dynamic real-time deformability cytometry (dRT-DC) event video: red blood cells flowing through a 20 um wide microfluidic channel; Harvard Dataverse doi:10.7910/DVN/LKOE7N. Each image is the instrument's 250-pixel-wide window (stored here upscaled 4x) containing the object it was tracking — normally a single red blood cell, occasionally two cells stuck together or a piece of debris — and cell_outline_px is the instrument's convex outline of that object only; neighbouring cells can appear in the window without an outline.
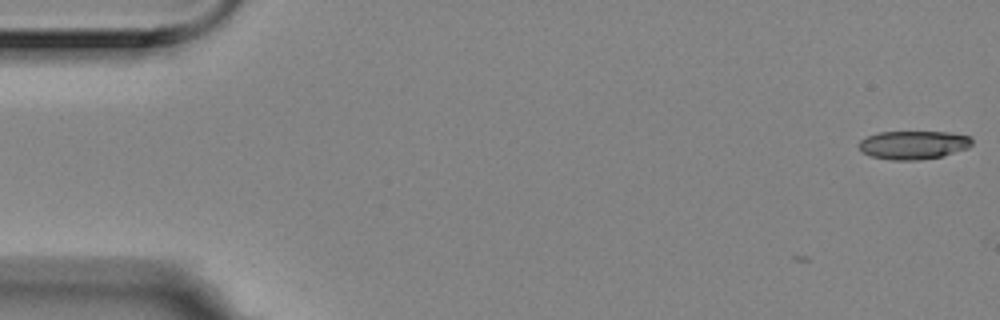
{"species": "Egyptian fruit bat (a non-hibernating species)", "species_latin": "Rousettus aegyptiacus", "temperature_condition": "room temperature", "stored_images_in_passage": 9, "camera_frame_rate_fps": 3000, "um_per_image_px": 0.085, "animal": {"sex": "female"}, "frame": {"image": 1, "passage_image": 1, "time_ms": 0.0, "image_size_px": [1000, 320], "cell_outline_px": [[972, 144], [968, 148], [940, 156], [916, 160], [892, 160], [872, 156], [864, 152], [856, 144], [860, 140], [868, 136], [880, 132], [948, 132], [972, 136]], "centroid_in_image_um": [77.65, 12.31], "position_along_channel_um": 7.4, "area_um2": 18.61}}